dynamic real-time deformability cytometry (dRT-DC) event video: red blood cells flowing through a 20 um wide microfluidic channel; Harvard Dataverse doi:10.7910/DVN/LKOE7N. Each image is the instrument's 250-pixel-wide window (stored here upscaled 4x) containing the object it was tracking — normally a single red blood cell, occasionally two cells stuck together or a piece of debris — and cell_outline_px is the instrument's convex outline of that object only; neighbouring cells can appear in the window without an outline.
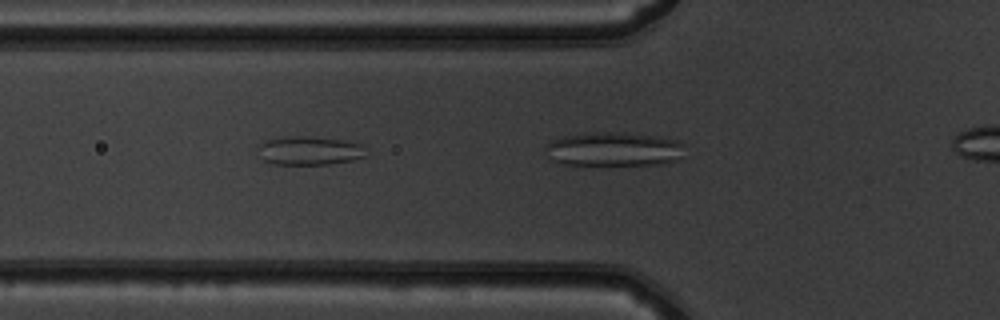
{"species": "common noctule bat (a hibernating species)", "species_latin": "Nyctalus noctula", "temperature_condition": "warm", "stored_images_in_passage": 4, "camera_frame_rate_fps": 3000, "um_per_image_px": 0.085, "animal": {"sex": "male", "body_mass_g": 19.5, "forearm_length_mm": 54.6}, "frame": {"image": 1, "passage_image": 2, "time_ms": 0.333, "image_size_px": [1000, 320], "cell_outline_px": [[368, 156], [352, 160], [328, 164], [272, 164], [264, 160], [260, 144], [264, 140], [292, 136], [300, 136], [344, 140], [360, 144]], "centroid_in_image_um": [26.35, 12.81], "position_along_channel_um": 99.5, "area_um2": 17.63}}